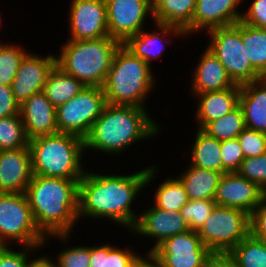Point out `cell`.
Wrapping results in <instances>:
<instances>
[{
	"instance_id": "44",
	"label": "cell",
	"mask_w": 266,
	"mask_h": 267,
	"mask_svg": "<svg viewBox=\"0 0 266 267\" xmlns=\"http://www.w3.org/2000/svg\"><path fill=\"white\" fill-rule=\"evenodd\" d=\"M206 267H238L229 253H212Z\"/></svg>"
},
{
	"instance_id": "47",
	"label": "cell",
	"mask_w": 266,
	"mask_h": 267,
	"mask_svg": "<svg viewBox=\"0 0 266 267\" xmlns=\"http://www.w3.org/2000/svg\"><path fill=\"white\" fill-rule=\"evenodd\" d=\"M263 202L266 204V188L263 190Z\"/></svg>"
},
{
	"instance_id": "18",
	"label": "cell",
	"mask_w": 266,
	"mask_h": 267,
	"mask_svg": "<svg viewBox=\"0 0 266 267\" xmlns=\"http://www.w3.org/2000/svg\"><path fill=\"white\" fill-rule=\"evenodd\" d=\"M240 3L242 0H196L192 33L235 25L242 17Z\"/></svg>"
},
{
	"instance_id": "30",
	"label": "cell",
	"mask_w": 266,
	"mask_h": 267,
	"mask_svg": "<svg viewBox=\"0 0 266 267\" xmlns=\"http://www.w3.org/2000/svg\"><path fill=\"white\" fill-rule=\"evenodd\" d=\"M229 255L238 267H266V240L257 239L249 233Z\"/></svg>"
},
{
	"instance_id": "12",
	"label": "cell",
	"mask_w": 266,
	"mask_h": 267,
	"mask_svg": "<svg viewBox=\"0 0 266 267\" xmlns=\"http://www.w3.org/2000/svg\"><path fill=\"white\" fill-rule=\"evenodd\" d=\"M105 1L109 36L121 44L144 30L147 17L153 16L152 0Z\"/></svg>"
},
{
	"instance_id": "38",
	"label": "cell",
	"mask_w": 266,
	"mask_h": 267,
	"mask_svg": "<svg viewBox=\"0 0 266 267\" xmlns=\"http://www.w3.org/2000/svg\"><path fill=\"white\" fill-rule=\"evenodd\" d=\"M244 157H257L266 153V134L245 128L237 137Z\"/></svg>"
},
{
	"instance_id": "33",
	"label": "cell",
	"mask_w": 266,
	"mask_h": 267,
	"mask_svg": "<svg viewBox=\"0 0 266 267\" xmlns=\"http://www.w3.org/2000/svg\"><path fill=\"white\" fill-rule=\"evenodd\" d=\"M28 145L29 139L20 114L0 118V151L20 149Z\"/></svg>"
},
{
	"instance_id": "11",
	"label": "cell",
	"mask_w": 266,
	"mask_h": 267,
	"mask_svg": "<svg viewBox=\"0 0 266 267\" xmlns=\"http://www.w3.org/2000/svg\"><path fill=\"white\" fill-rule=\"evenodd\" d=\"M151 253L162 267H206L212 254L193 230L171 236Z\"/></svg>"
},
{
	"instance_id": "29",
	"label": "cell",
	"mask_w": 266,
	"mask_h": 267,
	"mask_svg": "<svg viewBox=\"0 0 266 267\" xmlns=\"http://www.w3.org/2000/svg\"><path fill=\"white\" fill-rule=\"evenodd\" d=\"M246 128L242 107L238 104L224 116L208 122L201 130L219 141L236 139Z\"/></svg>"
},
{
	"instance_id": "22",
	"label": "cell",
	"mask_w": 266,
	"mask_h": 267,
	"mask_svg": "<svg viewBox=\"0 0 266 267\" xmlns=\"http://www.w3.org/2000/svg\"><path fill=\"white\" fill-rule=\"evenodd\" d=\"M246 128L266 134V77L240 86Z\"/></svg>"
},
{
	"instance_id": "7",
	"label": "cell",
	"mask_w": 266,
	"mask_h": 267,
	"mask_svg": "<svg viewBox=\"0 0 266 267\" xmlns=\"http://www.w3.org/2000/svg\"><path fill=\"white\" fill-rule=\"evenodd\" d=\"M45 238L35 223L26 193L0 192V246L17 242L23 247L42 248Z\"/></svg>"
},
{
	"instance_id": "24",
	"label": "cell",
	"mask_w": 266,
	"mask_h": 267,
	"mask_svg": "<svg viewBox=\"0 0 266 267\" xmlns=\"http://www.w3.org/2000/svg\"><path fill=\"white\" fill-rule=\"evenodd\" d=\"M196 0H152L154 22L180 28L185 35L192 34V18Z\"/></svg>"
},
{
	"instance_id": "8",
	"label": "cell",
	"mask_w": 266,
	"mask_h": 267,
	"mask_svg": "<svg viewBox=\"0 0 266 267\" xmlns=\"http://www.w3.org/2000/svg\"><path fill=\"white\" fill-rule=\"evenodd\" d=\"M207 32L210 41L206 48L218 58L235 84L241 86L263 78L247 57L246 47L242 41L241 21L232 26L214 28Z\"/></svg>"
},
{
	"instance_id": "15",
	"label": "cell",
	"mask_w": 266,
	"mask_h": 267,
	"mask_svg": "<svg viewBox=\"0 0 266 267\" xmlns=\"http://www.w3.org/2000/svg\"><path fill=\"white\" fill-rule=\"evenodd\" d=\"M56 65V55L40 56L27 53L12 82V92L15 100L21 105L33 94L43 91L49 72Z\"/></svg>"
},
{
	"instance_id": "36",
	"label": "cell",
	"mask_w": 266,
	"mask_h": 267,
	"mask_svg": "<svg viewBox=\"0 0 266 267\" xmlns=\"http://www.w3.org/2000/svg\"><path fill=\"white\" fill-rule=\"evenodd\" d=\"M237 173L264 190L266 188V153L257 157L245 158Z\"/></svg>"
},
{
	"instance_id": "43",
	"label": "cell",
	"mask_w": 266,
	"mask_h": 267,
	"mask_svg": "<svg viewBox=\"0 0 266 267\" xmlns=\"http://www.w3.org/2000/svg\"><path fill=\"white\" fill-rule=\"evenodd\" d=\"M20 105L15 100L11 86L0 85V118L19 115Z\"/></svg>"
},
{
	"instance_id": "45",
	"label": "cell",
	"mask_w": 266,
	"mask_h": 267,
	"mask_svg": "<svg viewBox=\"0 0 266 267\" xmlns=\"http://www.w3.org/2000/svg\"><path fill=\"white\" fill-rule=\"evenodd\" d=\"M134 267H162V265L152 253L147 252L145 257L143 255L139 257Z\"/></svg>"
},
{
	"instance_id": "13",
	"label": "cell",
	"mask_w": 266,
	"mask_h": 267,
	"mask_svg": "<svg viewBox=\"0 0 266 267\" xmlns=\"http://www.w3.org/2000/svg\"><path fill=\"white\" fill-rule=\"evenodd\" d=\"M69 9L70 40L109 36L105 0H72Z\"/></svg>"
},
{
	"instance_id": "1",
	"label": "cell",
	"mask_w": 266,
	"mask_h": 267,
	"mask_svg": "<svg viewBox=\"0 0 266 267\" xmlns=\"http://www.w3.org/2000/svg\"><path fill=\"white\" fill-rule=\"evenodd\" d=\"M158 167L152 164L128 175L85 171L78 184V219L102 218L131 231L139 216L132 210V203L154 182Z\"/></svg>"
},
{
	"instance_id": "28",
	"label": "cell",
	"mask_w": 266,
	"mask_h": 267,
	"mask_svg": "<svg viewBox=\"0 0 266 267\" xmlns=\"http://www.w3.org/2000/svg\"><path fill=\"white\" fill-rule=\"evenodd\" d=\"M142 254L132 250V247L119 248L111 244L90 246L89 267H134Z\"/></svg>"
},
{
	"instance_id": "42",
	"label": "cell",
	"mask_w": 266,
	"mask_h": 267,
	"mask_svg": "<svg viewBox=\"0 0 266 267\" xmlns=\"http://www.w3.org/2000/svg\"><path fill=\"white\" fill-rule=\"evenodd\" d=\"M250 234L261 240H266V204L262 201L250 214Z\"/></svg>"
},
{
	"instance_id": "19",
	"label": "cell",
	"mask_w": 266,
	"mask_h": 267,
	"mask_svg": "<svg viewBox=\"0 0 266 267\" xmlns=\"http://www.w3.org/2000/svg\"><path fill=\"white\" fill-rule=\"evenodd\" d=\"M25 133L30 140L34 137L58 133L56 108L43 91L33 94L20 105Z\"/></svg>"
},
{
	"instance_id": "23",
	"label": "cell",
	"mask_w": 266,
	"mask_h": 267,
	"mask_svg": "<svg viewBox=\"0 0 266 267\" xmlns=\"http://www.w3.org/2000/svg\"><path fill=\"white\" fill-rule=\"evenodd\" d=\"M240 87H231L221 91L206 92L194 95L198 98L195 121L197 128L202 129L208 122L224 116L239 104Z\"/></svg>"
},
{
	"instance_id": "5",
	"label": "cell",
	"mask_w": 266,
	"mask_h": 267,
	"mask_svg": "<svg viewBox=\"0 0 266 267\" xmlns=\"http://www.w3.org/2000/svg\"><path fill=\"white\" fill-rule=\"evenodd\" d=\"M120 45L110 36L90 40L68 39L59 56L56 55V66L85 87L102 88Z\"/></svg>"
},
{
	"instance_id": "2",
	"label": "cell",
	"mask_w": 266,
	"mask_h": 267,
	"mask_svg": "<svg viewBox=\"0 0 266 267\" xmlns=\"http://www.w3.org/2000/svg\"><path fill=\"white\" fill-rule=\"evenodd\" d=\"M81 179L33 175L26 195L37 227L48 240L67 243L78 221V184Z\"/></svg>"
},
{
	"instance_id": "3",
	"label": "cell",
	"mask_w": 266,
	"mask_h": 267,
	"mask_svg": "<svg viewBox=\"0 0 266 267\" xmlns=\"http://www.w3.org/2000/svg\"><path fill=\"white\" fill-rule=\"evenodd\" d=\"M148 111L143 107L107 104L84 138L85 152L92 149L118 156L130 145L158 136L161 127Z\"/></svg>"
},
{
	"instance_id": "46",
	"label": "cell",
	"mask_w": 266,
	"mask_h": 267,
	"mask_svg": "<svg viewBox=\"0 0 266 267\" xmlns=\"http://www.w3.org/2000/svg\"><path fill=\"white\" fill-rule=\"evenodd\" d=\"M27 267H55V262L49 256L42 255L35 259H29Z\"/></svg>"
},
{
	"instance_id": "6",
	"label": "cell",
	"mask_w": 266,
	"mask_h": 267,
	"mask_svg": "<svg viewBox=\"0 0 266 267\" xmlns=\"http://www.w3.org/2000/svg\"><path fill=\"white\" fill-rule=\"evenodd\" d=\"M32 173L45 177L81 179L84 139L69 133L43 135L29 140Z\"/></svg>"
},
{
	"instance_id": "26",
	"label": "cell",
	"mask_w": 266,
	"mask_h": 267,
	"mask_svg": "<svg viewBox=\"0 0 266 267\" xmlns=\"http://www.w3.org/2000/svg\"><path fill=\"white\" fill-rule=\"evenodd\" d=\"M197 129L191 148L189 164L194 167L221 172L223 161L221 157V141L210 137L201 129Z\"/></svg>"
},
{
	"instance_id": "37",
	"label": "cell",
	"mask_w": 266,
	"mask_h": 267,
	"mask_svg": "<svg viewBox=\"0 0 266 267\" xmlns=\"http://www.w3.org/2000/svg\"><path fill=\"white\" fill-rule=\"evenodd\" d=\"M56 260H54L55 267H89L90 245H78L62 249V251L57 254Z\"/></svg>"
},
{
	"instance_id": "16",
	"label": "cell",
	"mask_w": 266,
	"mask_h": 267,
	"mask_svg": "<svg viewBox=\"0 0 266 267\" xmlns=\"http://www.w3.org/2000/svg\"><path fill=\"white\" fill-rule=\"evenodd\" d=\"M214 201L216 205L237 208L250 215L263 201V190L237 172L225 173L220 178Z\"/></svg>"
},
{
	"instance_id": "48",
	"label": "cell",
	"mask_w": 266,
	"mask_h": 267,
	"mask_svg": "<svg viewBox=\"0 0 266 267\" xmlns=\"http://www.w3.org/2000/svg\"><path fill=\"white\" fill-rule=\"evenodd\" d=\"M0 15H1V12H0ZM2 17L0 16V26H2V19H1ZM0 43H2V41H0Z\"/></svg>"
},
{
	"instance_id": "27",
	"label": "cell",
	"mask_w": 266,
	"mask_h": 267,
	"mask_svg": "<svg viewBox=\"0 0 266 267\" xmlns=\"http://www.w3.org/2000/svg\"><path fill=\"white\" fill-rule=\"evenodd\" d=\"M85 86L75 77L66 74L58 66L49 72L43 92L57 108L81 92Z\"/></svg>"
},
{
	"instance_id": "4",
	"label": "cell",
	"mask_w": 266,
	"mask_h": 267,
	"mask_svg": "<svg viewBox=\"0 0 266 267\" xmlns=\"http://www.w3.org/2000/svg\"><path fill=\"white\" fill-rule=\"evenodd\" d=\"M151 70L144 60L121 44L102 87L107 104L146 108L145 101L156 84Z\"/></svg>"
},
{
	"instance_id": "9",
	"label": "cell",
	"mask_w": 266,
	"mask_h": 267,
	"mask_svg": "<svg viewBox=\"0 0 266 267\" xmlns=\"http://www.w3.org/2000/svg\"><path fill=\"white\" fill-rule=\"evenodd\" d=\"M249 222L245 211L215 205L197 233L212 253H229L250 233Z\"/></svg>"
},
{
	"instance_id": "17",
	"label": "cell",
	"mask_w": 266,
	"mask_h": 267,
	"mask_svg": "<svg viewBox=\"0 0 266 267\" xmlns=\"http://www.w3.org/2000/svg\"><path fill=\"white\" fill-rule=\"evenodd\" d=\"M32 176L29 145L0 151V192L26 193Z\"/></svg>"
},
{
	"instance_id": "31",
	"label": "cell",
	"mask_w": 266,
	"mask_h": 267,
	"mask_svg": "<svg viewBox=\"0 0 266 267\" xmlns=\"http://www.w3.org/2000/svg\"><path fill=\"white\" fill-rule=\"evenodd\" d=\"M242 41L252 66L266 77V29L242 22Z\"/></svg>"
},
{
	"instance_id": "32",
	"label": "cell",
	"mask_w": 266,
	"mask_h": 267,
	"mask_svg": "<svg viewBox=\"0 0 266 267\" xmlns=\"http://www.w3.org/2000/svg\"><path fill=\"white\" fill-rule=\"evenodd\" d=\"M154 194V206L165 211L179 212L189 201L182 182L178 178H166L158 184Z\"/></svg>"
},
{
	"instance_id": "25",
	"label": "cell",
	"mask_w": 266,
	"mask_h": 267,
	"mask_svg": "<svg viewBox=\"0 0 266 267\" xmlns=\"http://www.w3.org/2000/svg\"><path fill=\"white\" fill-rule=\"evenodd\" d=\"M221 172L188 165L177 178L182 182L189 200L214 199Z\"/></svg>"
},
{
	"instance_id": "20",
	"label": "cell",
	"mask_w": 266,
	"mask_h": 267,
	"mask_svg": "<svg viewBox=\"0 0 266 267\" xmlns=\"http://www.w3.org/2000/svg\"><path fill=\"white\" fill-rule=\"evenodd\" d=\"M155 30H141L135 36L130 37L123 45L135 56L144 60L152 68V60L160 58L168 39L186 37L185 32L172 25L154 22ZM175 35V36H174ZM167 38V39H165Z\"/></svg>"
},
{
	"instance_id": "35",
	"label": "cell",
	"mask_w": 266,
	"mask_h": 267,
	"mask_svg": "<svg viewBox=\"0 0 266 267\" xmlns=\"http://www.w3.org/2000/svg\"><path fill=\"white\" fill-rule=\"evenodd\" d=\"M215 205L214 199L189 200L179 212L189 229L198 231L210 216Z\"/></svg>"
},
{
	"instance_id": "21",
	"label": "cell",
	"mask_w": 266,
	"mask_h": 267,
	"mask_svg": "<svg viewBox=\"0 0 266 267\" xmlns=\"http://www.w3.org/2000/svg\"><path fill=\"white\" fill-rule=\"evenodd\" d=\"M196 64L191 79L192 96L200 93L221 91L231 87H240L229 77L225 67L207 48Z\"/></svg>"
},
{
	"instance_id": "39",
	"label": "cell",
	"mask_w": 266,
	"mask_h": 267,
	"mask_svg": "<svg viewBox=\"0 0 266 267\" xmlns=\"http://www.w3.org/2000/svg\"><path fill=\"white\" fill-rule=\"evenodd\" d=\"M221 157L223 161V174L237 172L245 159L238 139L221 142Z\"/></svg>"
},
{
	"instance_id": "40",
	"label": "cell",
	"mask_w": 266,
	"mask_h": 267,
	"mask_svg": "<svg viewBox=\"0 0 266 267\" xmlns=\"http://www.w3.org/2000/svg\"><path fill=\"white\" fill-rule=\"evenodd\" d=\"M24 250H16L9 246H0V267H27L29 259H32L33 251L40 247H24ZM38 248V249H37Z\"/></svg>"
},
{
	"instance_id": "14",
	"label": "cell",
	"mask_w": 266,
	"mask_h": 267,
	"mask_svg": "<svg viewBox=\"0 0 266 267\" xmlns=\"http://www.w3.org/2000/svg\"><path fill=\"white\" fill-rule=\"evenodd\" d=\"M190 230L180 212L165 211L154 205L140 211L131 233L155 239V244L148 250L151 253L164 240Z\"/></svg>"
},
{
	"instance_id": "10",
	"label": "cell",
	"mask_w": 266,
	"mask_h": 267,
	"mask_svg": "<svg viewBox=\"0 0 266 267\" xmlns=\"http://www.w3.org/2000/svg\"><path fill=\"white\" fill-rule=\"evenodd\" d=\"M106 105L103 88L86 86L68 102L56 108L58 132L84 139Z\"/></svg>"
},
{
	"instance_id": "34",
	"label": "cell",
	"mask_w": 266,
	"mask_h": 267,
	"mask_svg": "<svg viewBox=\"0 0 266 267\" xmlns=\"http://www.w3.org/2000/svg\"><path fill=\"white\" fill-rule=\"evenodd\" d=\"M30 52L24 47L0 43V85L11 86L25 55Z\"/></svg>"
},
{
	"instance_id": "41",
	"label": "cell",
	"mask_w": 266,
	"mask_h": 267,
	"mask_svg": "<svg viewBox=\"0 0 266 267\" xmlns=\"http://www.w3.org/2000/svg\"><path fill=\"white\" fill-rule=\"evenodd\" d=\"M241 22L261 29H266V0H252L243 11Z\"/></svg>"
}]
</instances>
